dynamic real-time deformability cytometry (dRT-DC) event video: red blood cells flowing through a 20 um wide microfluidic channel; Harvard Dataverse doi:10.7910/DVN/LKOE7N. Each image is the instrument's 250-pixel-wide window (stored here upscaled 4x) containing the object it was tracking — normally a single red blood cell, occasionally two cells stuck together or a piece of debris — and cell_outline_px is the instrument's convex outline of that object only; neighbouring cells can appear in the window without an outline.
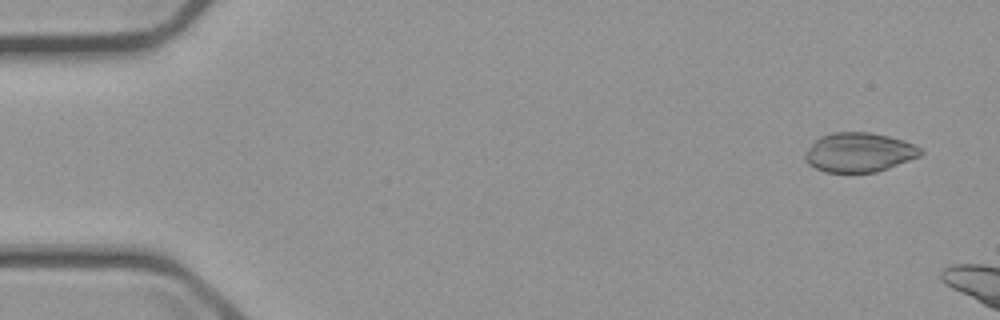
{"species": "common noctule bat (a hibernating species)", "species_latin": "Nyctalus noctula", "temperature_condition": "cold", "stored_images_in_passage": 3, "camera_frame_rate_fps": 3000, "um_per_image_px": 0.085, "animal": {"sex": "male", "body_mass_g": 23.1, "forearm_length_mm": 52.7}, "frame": {"image": 1, "passage_image": 1, "time_ms": 0.0, "image_size_px": [1000, 320], "cell_outline_px": [[924, 152], [920, 156], [888, 168], [876, 172], [824, 172], [808, 164], [804, 156], [808, 148], [820, 136], [836, 132], [868, 132], [888, 136], [904, 140], [920, 148]], "centroid_in_image_um": [73.02, 12.95], "position_along_channel_um": 12.0, "area_um2": 26.3}}